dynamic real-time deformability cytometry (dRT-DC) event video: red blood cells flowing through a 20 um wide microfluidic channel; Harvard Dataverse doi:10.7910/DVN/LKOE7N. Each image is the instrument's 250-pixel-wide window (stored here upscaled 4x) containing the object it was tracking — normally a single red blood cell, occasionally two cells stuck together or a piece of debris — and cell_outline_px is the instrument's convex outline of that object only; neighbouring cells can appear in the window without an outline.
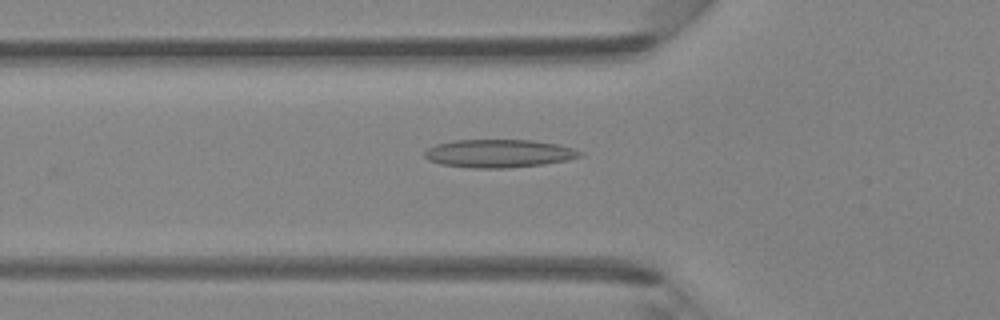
{"species": "Egyptian fruit bat (a non-hibernating species)", "species_latin": "Rousettus aegyptiacus", "temperature_condition": "room temperature", "stored_images_in_passage": 30, "camera_frame_rate_fps": 3000, "um_per_image_px": 0.085, "animal": {"sex": "female"}, "frame": {"image": 1, "passage_image": 2, "time_ms": 0.333, "image_size_px": [1000, 320], "cell_outline_px": [[584, 152], [580, 156], [568, 160], [544, 164], [508, 168], [476, 168], [440, 164], [428, 160], [424, 156], [424, 152], [428, 148], [436, 144], [456, 140], [532, 140], [556, 144], [572, 148]], "centroid_in_image_um": [42.39, 13.04], "position_along_channel_um": 83.4, "area_um2": 25.37}}
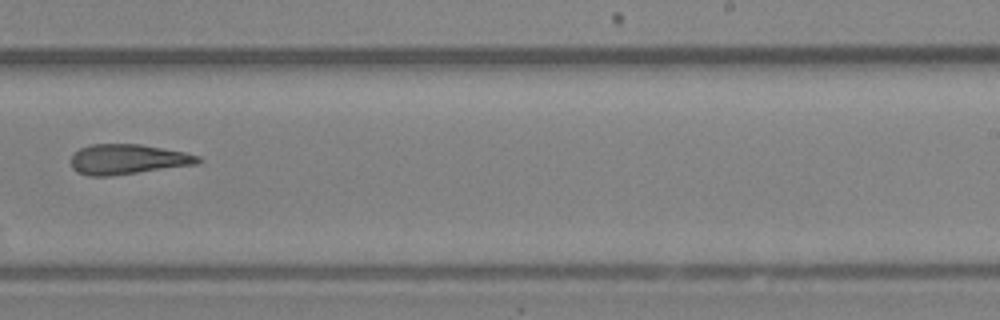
{"frame": {"image": 2, "passage_image": 15, "time_ms": 4.667, "image_size_px": [1000, 320], "cell_outline_px": [[204, 160], [196, 164], [112, 176], [88, 176], [76, 172], [72, 168], [72, 156], [80, 148], [92, 144], [140, 144], [184, 152], [200, 156]], "centroid_in_image_um": [10.86, 13.54], "position_along_channel_um": 278.1, "area_um2": 22.25}}
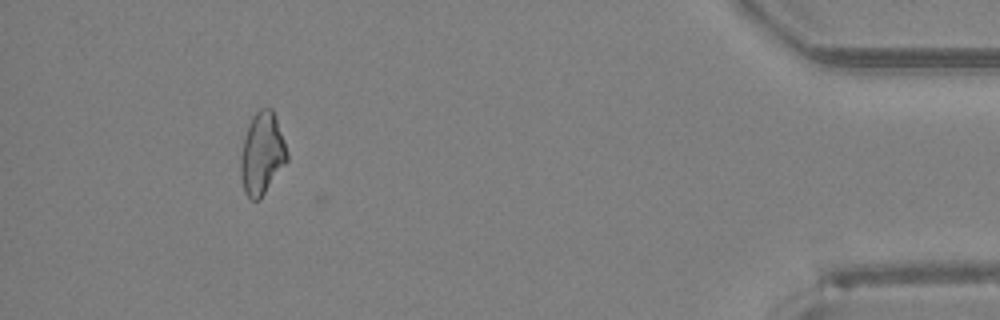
{"frame": {"image": 3, "passage_image": 28, "time_ms": 9.0, "image_size_px": [1000, 320], "cell_outline_px": [[288, 160], [260, 200], [252, 200], [244, 192], [240, 176], [240, 156], [248, 124], [252, 116], [260, 108], [272, 108], [276, 116], [288, 152]], "centroid_in_image_um": [22.27, 13.06], "position_along_channel_um": 412.9, "area_um2": 22.37}}